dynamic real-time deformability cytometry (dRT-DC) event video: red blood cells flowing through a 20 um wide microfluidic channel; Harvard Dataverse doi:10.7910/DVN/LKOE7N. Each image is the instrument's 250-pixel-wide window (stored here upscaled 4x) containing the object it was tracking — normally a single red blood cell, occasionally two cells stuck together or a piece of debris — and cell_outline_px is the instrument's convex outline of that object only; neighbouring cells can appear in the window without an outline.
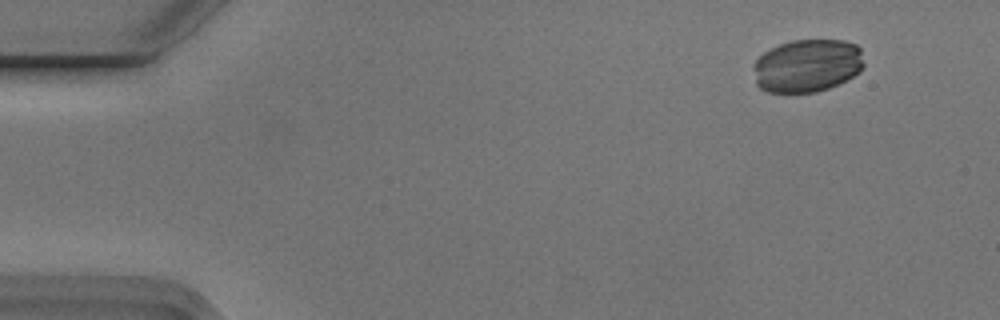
{"species": "Egyptian fruit bat (a non-hibernating species)", "species_latin": "Rousettus aegyptiacus", "temperature_condition": "cold", "stored_images_in_passage": 4, "camera_frame_rate_fps": 3000, "um_per_image_px": 0.085, "animal": {"sex": "male"}, "frame": {"image": 1, "passage_image": 1, "time_ms": 0.0, "image_size_px": [1000, 320], "cell_outline_px": [[864, 64], [860, 72], [828, 88], [816, 92], [768, 92], [760, 88], [756, 84], [752, 68], [752, 64], [764, 52], [780, 44], [792, 40], [844, 40], [856, 44], [860, 48]], "centroid_in_image_um": [68.59, 5.57], "position_along_channel_um": 16.4, "area_um2": 34.22}}